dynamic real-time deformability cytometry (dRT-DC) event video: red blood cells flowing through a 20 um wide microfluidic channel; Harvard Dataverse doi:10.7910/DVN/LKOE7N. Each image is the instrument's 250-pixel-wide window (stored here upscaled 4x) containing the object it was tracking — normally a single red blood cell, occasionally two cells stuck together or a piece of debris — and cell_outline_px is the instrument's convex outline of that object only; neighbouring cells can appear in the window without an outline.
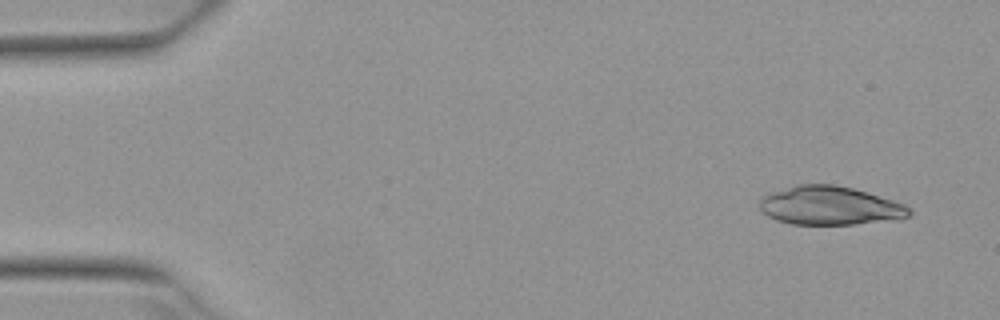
{"species": "Egyptian fruit bat (a non-hibernating species)", "species_latin": "Rousettus aegyptiacus", "temperature_condition": "warm", "stored_images_in_passage": 3, "camera_frame_rate_fps": 3000, "um_per_image_px": 0.085, "animal": {"sex": "female"}, "frame": {"image": 1, "passage_image": 1, "time_ms": 0.0, "image_size_px": [1000, 320], "cell_outline_px": [[912, 212], [908, 216], [852, 224], [792, 224], [776, 220], [768, 216], [760, 208], [760, 196], [772, 192], [800, 184], [832, 184], [852, 188], [892, 200], [904, 204], [912, 208]], "centroid_in_image_um": [70.48, 17.47], "position_along_channel_um": 14.5, "area_um2": 33.06}}